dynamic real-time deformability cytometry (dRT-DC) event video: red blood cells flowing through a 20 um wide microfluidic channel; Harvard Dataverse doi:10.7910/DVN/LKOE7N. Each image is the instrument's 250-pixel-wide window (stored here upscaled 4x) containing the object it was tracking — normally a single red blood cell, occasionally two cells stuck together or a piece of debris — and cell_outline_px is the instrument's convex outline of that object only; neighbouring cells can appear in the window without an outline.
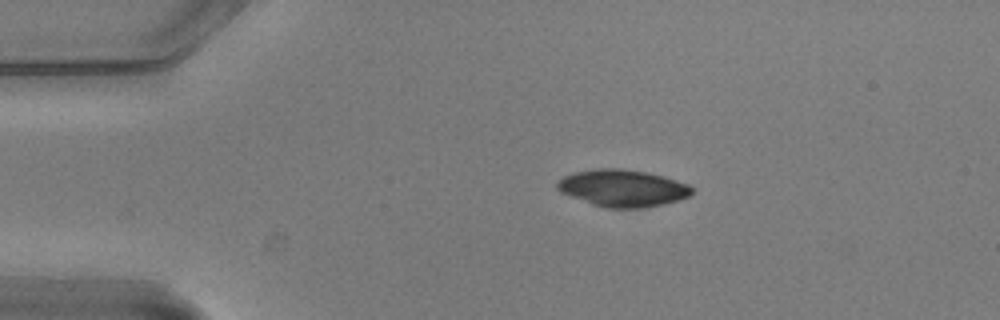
{"species": "common noctule bat (a hibernating species)", "species_latin": "Nyctalus noctula", "temperature_condition": "warm", "stored_images_in_passage": 40, "camera_frame_rate_fps": 3000, "um_per_image_px": 0.085, "animal": {"sex": "male", "body_mass_g": 20.5, "forearm_length_mm": 52.5}, "frame": {"image": 1, "passage_image": 1, "time_ms": 0.0, "image_size_px": [1000, 320], "cell_outline_px": [[692, 192], [688, 196], [664, 204], [640, 208], [604, 208], [592, 204], [560, 192], [556, 188], [556, 184], [564, 176], [576, 172], [596, 168], [620, 168], [644, 172], [664, 176], [688, 184], [692, 188]], "centroid_in_image_um": [52.9, 15.99], "position_along_channel_um": 32.1, "area_um2": 28.84}}
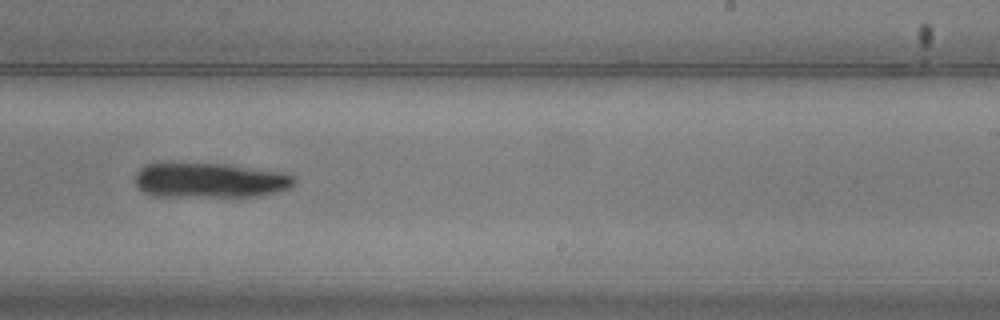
{"frame": {"image": 2, "passage_image": 24, "time_ms": 7.667, "image_size_px": [1000, 320], "cell_outline_px": [[296, 184], [288, 188], [276, 192], [260, 196], [156, 196], [144, 192], [136, 184], [136, 172], [144, 164], [224, 164], [284, 172], [292, 176], [296, 180]], "centroid_in_image_um": [17.88, 15.33], "position_along_channel_um": 271.1, "area_um2": 32.08}}
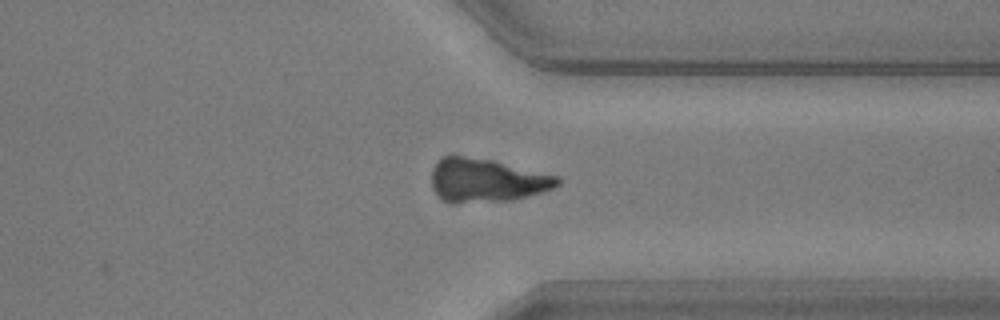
{"frame": {"image": 3, "passage_image": 32, "time_ms": 10.333, "image_size_px": [1000, 320], "cell_outline_px": [[560, 184], [544, 192], [512, 200], [456, 204], [448, 204], [440, 200], [436, 196], [432, 188], [432, 168], [440, 156], [464, 156], [492, 160], [560, 176]], "centroid_in_image_um": [41.32, 15.35], "position_along_channel_um": 370.1, "area_um2": 32.6}}